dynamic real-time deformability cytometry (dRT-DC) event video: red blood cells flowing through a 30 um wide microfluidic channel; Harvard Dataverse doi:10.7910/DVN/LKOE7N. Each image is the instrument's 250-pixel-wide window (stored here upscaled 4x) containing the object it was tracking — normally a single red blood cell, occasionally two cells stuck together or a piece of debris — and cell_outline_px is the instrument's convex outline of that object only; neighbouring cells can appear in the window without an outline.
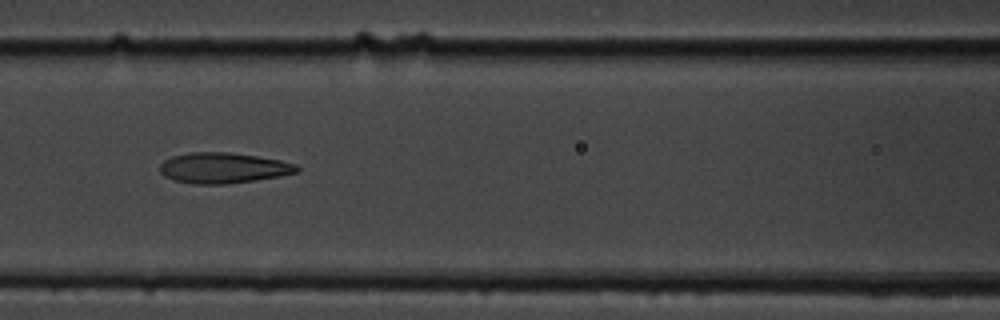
{"species": "common noctule bat (a hibernating species)", "species_latin": "Nyctalus noctula", "temperature_condition": "cold", "stored_images_in_passage": 11, "camera_frame_rate_fps": 3000, "um_per_image_px": 0.085, "animal": {"sex": "male", "body_mass_g": 19.5, "forearm_length_mm": 54.6}, "frame": {"image": 1, "passage_image": 7, "time_ms": 7.667, "image_size_px": [1000, 320], "cell_outline_px": [[300, 172], [280, 176], [224, 184], [196, 184], [176, 180], [164, 176], [160, 172], [160, 164], [164, 160], [172, 156], [192, 152], [228, 152], [256, 156], [280, 160], [296, 164], [300, 168]], "centroid_in_image_um": [18.99, 14.27], "position_along_channel_um": 147.6, "area_um2": 24.28}}
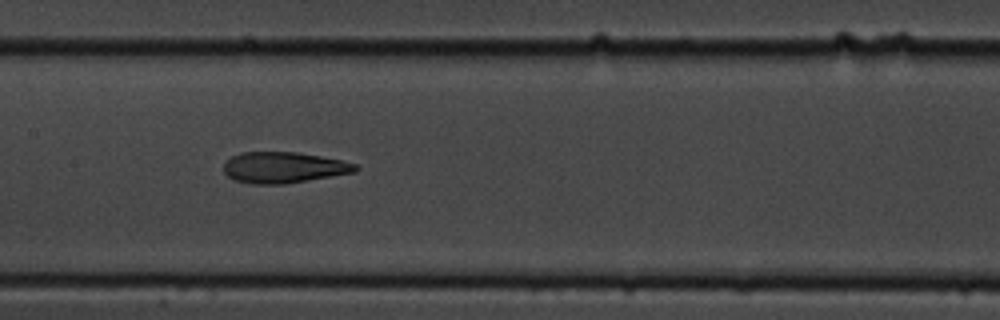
{"frame": {"image": 2, "passage_image": 8, "time_ms": 8.667, "image_size_px": [1000, 320], "cell_outline_px": [[360, 168], [356, 172], [284, 184], [252, 184], [232, 180], [224, 172], [224, 164], [232, 156], [240, 152], [296, 152], [320, 156], [340, 160], [356, 164]], "centroid_in_image_um": [24.1, 14.24], "position_along_channel_um": 183.3, "area_um2": 23.81}}
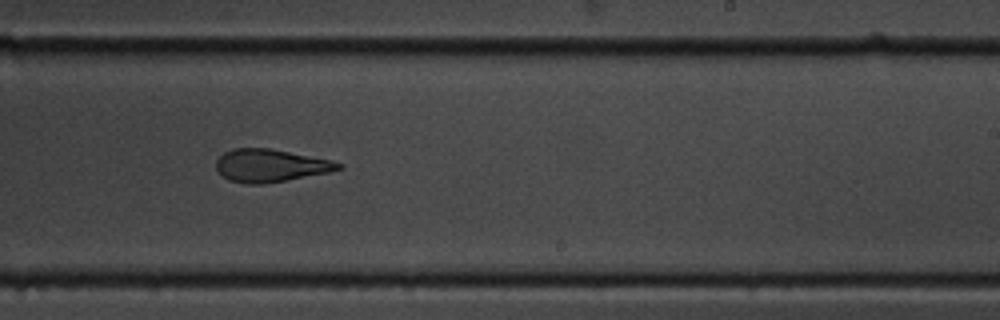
{"frame": {"image": 3, "passage_image": 10, "time_ms": 11.0, "image_size_px": [1000, 320], "cell_outline_px": [[344, 168], [328, 172], [264, 184], [244, 184], [228, 180], [216, 168], [216, 160], [224, 152], [232, 148], [268, 148], [332, 160], [344, 164]], "centroid_in_image_um": [22.98, 14.07], "position_along_channel_um": 266.0, "area_um2": 23.24}}